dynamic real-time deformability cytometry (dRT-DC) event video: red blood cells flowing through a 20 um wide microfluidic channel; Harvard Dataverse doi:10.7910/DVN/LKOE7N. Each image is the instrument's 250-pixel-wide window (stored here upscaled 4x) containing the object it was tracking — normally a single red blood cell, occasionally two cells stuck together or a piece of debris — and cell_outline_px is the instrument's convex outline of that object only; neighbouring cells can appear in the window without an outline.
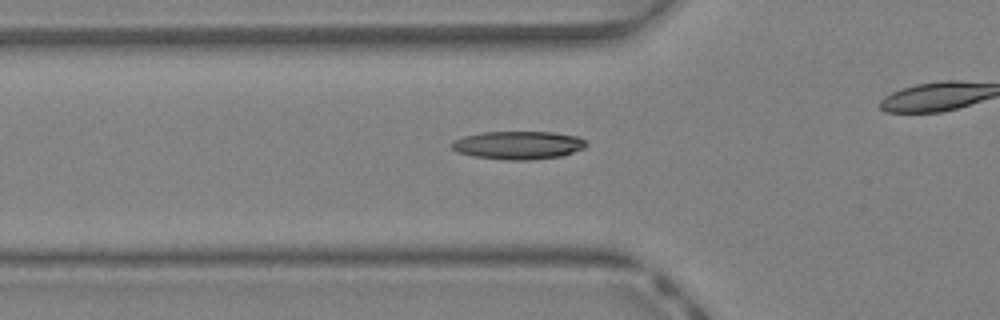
{"species": "Egyptian fruit bat (a non-hibernating species)", "species_latin": "Rousettus aegyptiacus", "temperature_condition": "warm", "stored_images_in_passage": 28, "camera_frame_rate_fps": 3000, "um_per_image_px": 0.085, "animal": {"sex": "female"}, "frame": {"image": 1, "passage_image": 7, "time_ms": 2.0, "image_size_px": [1000, 320], "cell_outline_px": [[588, 144], [584, 148], [560, 156], [528, 160], [508, 160], [476, 156], [456, 152], [452, 148], [452, 144], [456, 140], [464, 136], [484, 132], [552, 132], [580, 136]], "centroid_in_image_um": [44.09, 12.33], "position_along_channel_um": 81.7, "area_um2": 21.85}}
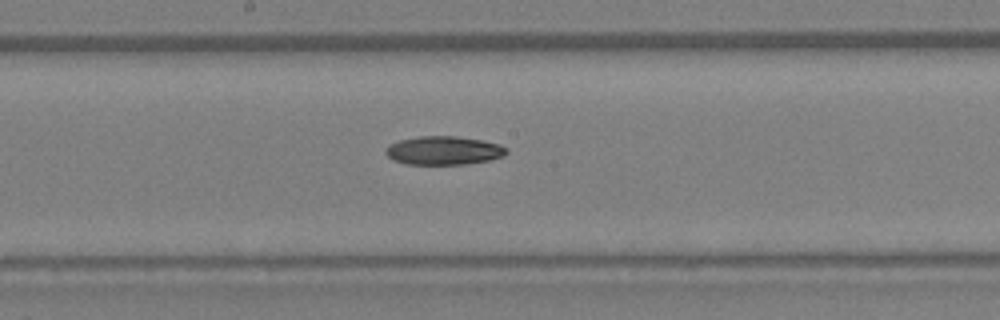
{"frame": {"image": 2, "passage_image": 15, "time_ms": 4.667, "image_size_px": [1000, 320], "cell_outline_px": [[508, 152], [504, 156], [488, 160], [464, 164], [408, 164], [392, 160], [384, 152], [392, 144], [400, 140], [420, 136], [452, 136], [480, 140], [500, 144], [508, 148]], "centroid_in_image_um": [37.74, 12.8], "position_along_channel_um": 210.5, "area_um2": 19.88}}
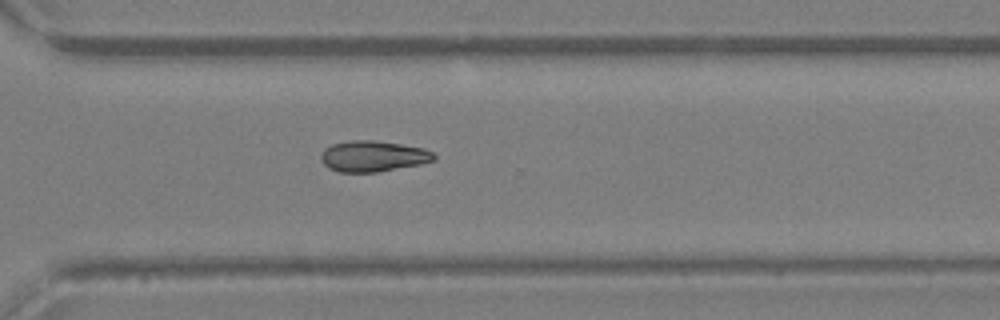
{"frame": {"image": 3, "passage_image": 23, "time_ms": 7.333, "image_size_px": [1000, 320], "cell_outline_px": [[436, 160], [420, 164], [376, 172], [340, 172], [328, 168], [324, 164], [320, 156], [324, 148], [332, 144], [348, 140], [372, 140], [400, 144], [424, 148], [432, 152], [436, 156]], "centroid_in_image_um": [31.7, 13.27], "position_along_channel_um": 338.9, "area_um2": 20.35}}